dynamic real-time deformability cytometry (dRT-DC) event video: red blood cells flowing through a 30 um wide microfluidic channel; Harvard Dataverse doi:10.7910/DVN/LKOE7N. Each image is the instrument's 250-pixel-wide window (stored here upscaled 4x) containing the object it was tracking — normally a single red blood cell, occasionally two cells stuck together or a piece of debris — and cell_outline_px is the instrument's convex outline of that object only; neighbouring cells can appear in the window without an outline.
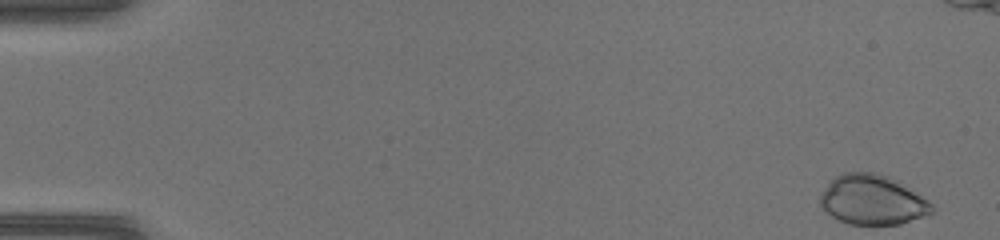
{"species": "common noctule bat (a hibernating species)", "species_latin": "Nyctalus noctula", "temperature_condition": "warm", "stored_images_in_passage": 41, "camera_frame_rate_fps": 3000, "um_per_image_px": 0.085, "animal": {"sex": "female", "body_mass_g": 17.0, "forearm_length_mm": 48.0}, "frame": {"image": 1, "passage_image": 1, "time_ms": 0.0, "image_size_px": [1000, 240], "cell_outline_px": [[932, 212], [900, 224], [848, 224], [824, 212], [820, 204], [820, 192], [836, 176], [844, 172], [876, 172], [888, 176], [896, 180], [928, 200], [932, 204]], "centroid_in_image_um": [74.1, 16.98], "position_along_channel_um": 10.9, "area_um2": 32.14}}
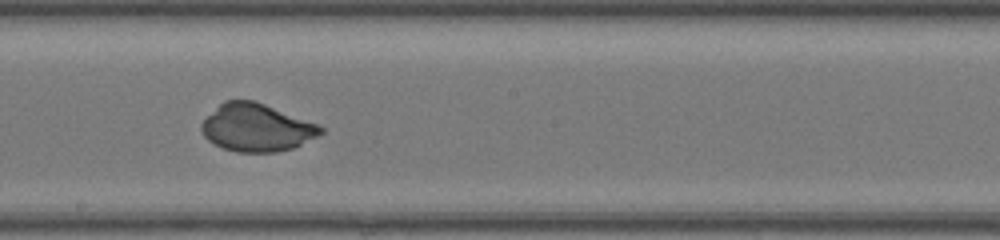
{"frame": {"image": 2, "passage_image": 26, "time_ms": 8.333, "image_size_px": [1000, 240], "cell_outline_px": [[324, 132], [292, 148], [276, 152], [236, 152], [212, 144], [204, 136], [200, 128], [200, 124], [224, 100], [252, 100], [264, 104], [316, 124], [324, 128]], "centroid_in_image_um": [21.76, 10.86], "position_along_channel_um": 226.4, "area_um2": 32.6}}
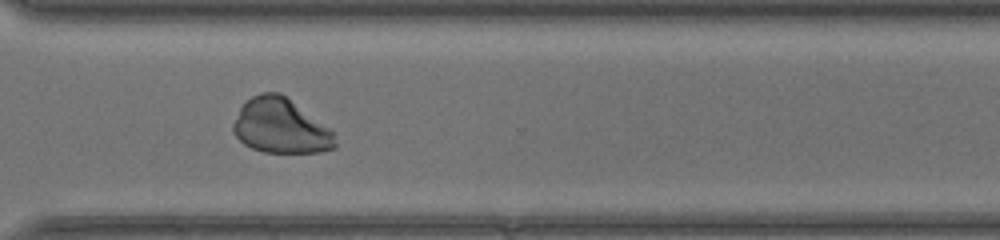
{"frame": {"image": 3, "passage_image": 34, "time_ms": 11.0, "image_size_px": [1000, 240], "cell_outline_px": [[336, 148], [320, 152], [264, 152], [252, 148], [244, 144], [232, 132], [232, 124], [240, 108], [252, 96], [264, 92], [280, 92], [328, 128], [332, 132], [336, 144]], "centroid_in_image_um": [23.82, 10.73], "position_along_channel_um": 346.8, "area_um2": 32.02}}